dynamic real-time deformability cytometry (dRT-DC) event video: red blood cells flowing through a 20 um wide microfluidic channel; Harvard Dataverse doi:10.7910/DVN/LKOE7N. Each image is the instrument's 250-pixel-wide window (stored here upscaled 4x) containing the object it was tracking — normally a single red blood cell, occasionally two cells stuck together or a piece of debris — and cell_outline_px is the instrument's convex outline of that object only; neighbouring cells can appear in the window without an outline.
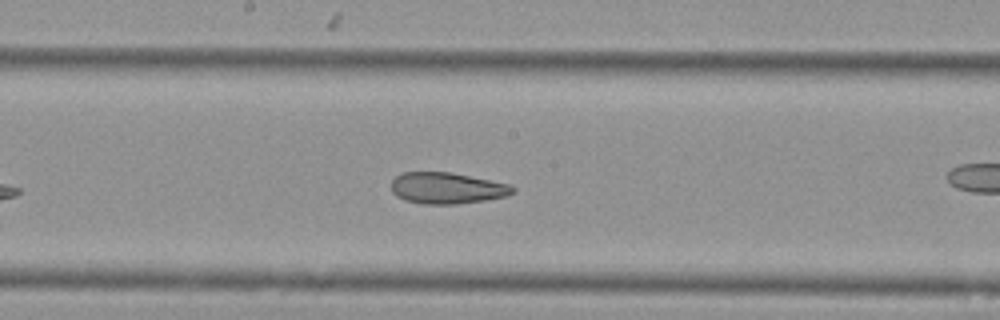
{"species": "Egyptian fruit bat (a non-hibernating species)", "species_latin": "Rousettus aegyptiacus", "temperature_condition": "cold", "stored_images_in_passage": 43, "camera_frame_rate_fps": 3000, "um_per_image_px": 0.085, "animal": {"sex": "female"}, "frame": {"image": 1, "passage_image": 19, "time_ms": 6.0, "image_size_px": [1000, 320], "cell_outline_px": [[516, 192], [508, 196], [484, 200], [456, 204], [424, 204], [404, 200], [396, 196], [392, 192], [392, 180], [396, 176], [404, 172], [452, 172], [508, 184], [516, 188]], "centroid_in_image_um": [38.0, 15.99], "position_along_channel_um": 210.2, "area_um2": 22.2}, "authors_computed_cell_mechanics": {"area_um2": 24.6228, "velocity_mm_per_s": 3.6012, "shape_relaxation_time_tau1_ms": null, "shape_relaxation_time_tau2_ms": 2.6696, "deformation_change_tau1": null, "deformation_change_tau2": 0.0894}}